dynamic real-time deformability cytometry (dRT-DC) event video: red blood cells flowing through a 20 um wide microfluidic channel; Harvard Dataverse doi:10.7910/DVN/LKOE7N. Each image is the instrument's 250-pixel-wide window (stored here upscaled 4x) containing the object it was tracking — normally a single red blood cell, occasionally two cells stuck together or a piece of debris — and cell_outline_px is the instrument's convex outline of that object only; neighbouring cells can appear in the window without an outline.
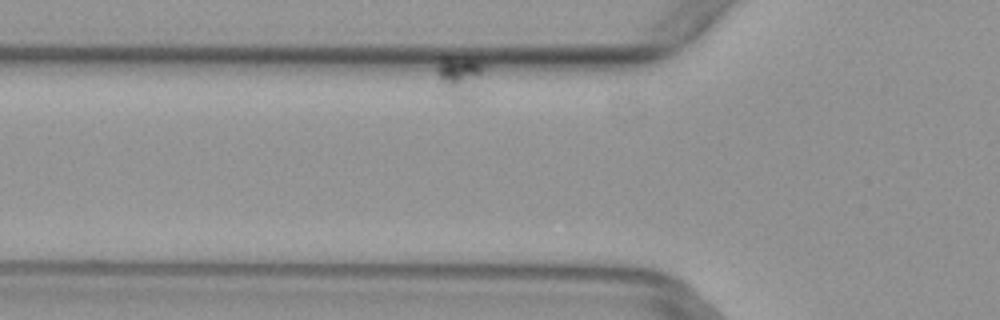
{"species": "common noctule bat (a hibernating species)", "species_latin": "Nyctalus noctula", "temperature_condition": "warm", "stored_images_in_passage": 6, "camera_frame_rate_fps": 3000, "um_per_image_px": 0.085, "animal": {"sex": "female", "body_mass_g": 29.2, "forearm_length_mm": 56.3}, "frame": {"image": 1, "passage_image": 2, "time_ms": 0.333, "image_size_px": [1000, 320], "cell_outline_px": [[488, 64], [472, 96], [468, 100], [456, 104], [452, 100], [436, 72], [436, 64], [444, 56], [464, 56]], "centroid_in_image_um": [39.12, 6.48], "position_along_channel_um": 86.7, "area_um2": 11.85}}
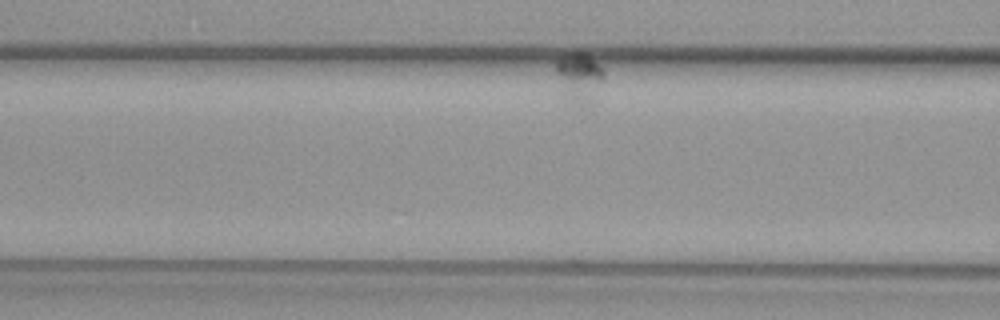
{"frame": {"image": 2, "passage_image": 4, "time_ms": 1.0, "image_size_px": [1000, 320], "cell_outline_px": [[604, 80], [580, 96], [572, 100], [556, 68], [556, 60], [572, 52], [584, 52], [600, 64], [604, 72]], "centroid_in_image_um": [49.24, 6.21], "position_along_channel_um": 117.4, "area_um2": 10.98}}